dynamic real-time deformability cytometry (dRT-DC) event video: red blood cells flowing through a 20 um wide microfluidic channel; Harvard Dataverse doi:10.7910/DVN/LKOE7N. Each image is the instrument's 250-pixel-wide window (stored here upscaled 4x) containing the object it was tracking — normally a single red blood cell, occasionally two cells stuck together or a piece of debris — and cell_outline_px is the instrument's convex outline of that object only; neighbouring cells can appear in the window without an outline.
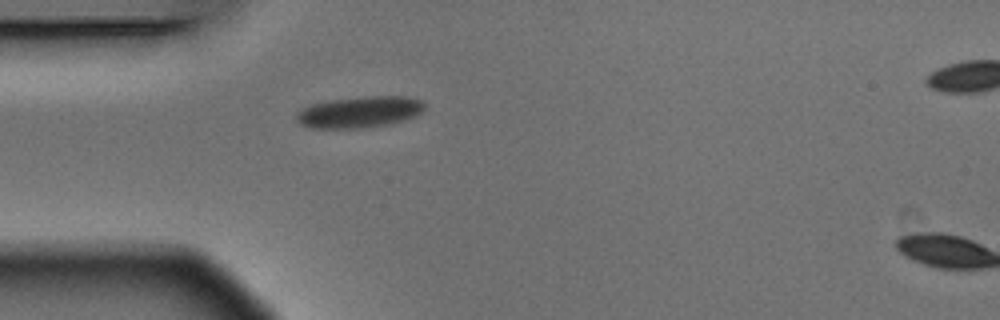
{"species": "Egyptian fruit bat (a non-hibernating species)", "species_latin": "Rousettus aegyptiacus", "temperature_condition": "warm", "stored_images_in_passage": 2, "camera_frame_rate_fps": 3000, "um_per_image_px": 0.085, "animal": {"sex": "male"}, "frame": {"image": 1, "passage_image": 1, "time_ms": 0.0, "image_size_px": [1000, 320], "cell_outline_px": [[424, 108], [416, 116], [392, 124], [360, 128], [312, 128], [300, 124], [296, 120], [296, 112], [312, 104], [332, 100], [368, 96], [408, 96], [420, 100], [424, 104]], "centroid_in_image_um": [30.57, 9.53], "position_along_channel_um": 54.4, "area_um2": 23.35}}